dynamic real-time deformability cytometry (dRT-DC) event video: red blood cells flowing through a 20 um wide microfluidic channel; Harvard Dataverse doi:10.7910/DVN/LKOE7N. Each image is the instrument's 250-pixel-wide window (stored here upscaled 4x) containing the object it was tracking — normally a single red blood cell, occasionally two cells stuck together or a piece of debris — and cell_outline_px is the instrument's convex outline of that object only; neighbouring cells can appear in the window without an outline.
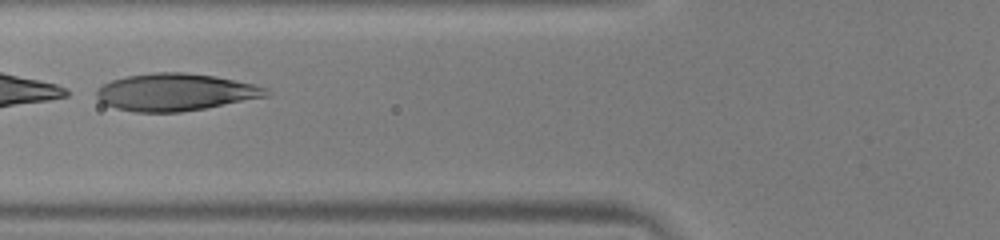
{"species": "human", "species_latin": "Homo sapiens", "temperature_condition": "warm", "stored_images_in_passage": 42, "camera_frame_rate_fps": 3000, "um_per_image_px": 0.085, "donor": {"sex": "male"}, "frame": {"image": 1, "passage_image": 19, "time_ms": 6.0, "image_size_px": [1000, 240], "cell_outline_px": [[268, 96], [204, 108], [180, 112], [132, 112], [116, 108], [104, 104], [96, 96], [96, 88], [112, 80], [124, 76], [156, 72], [180, 72], [216, 76], [252, 84], [268, 88]], "centroid_in_image_um": [14.86, 7.83], "position_along_channel_um": 110.9, "area_um2": 36.7}}
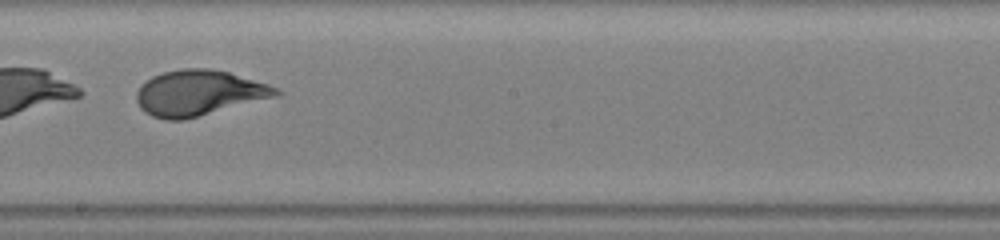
{"frame": {"image": 2, "passage_image": 28, "time_ms": 9.0, "image_size_px": [1000, 240], "cell_outline_px": [[284, 92], [280, 96], [184, 120], [164, 120], [152, 116], [144, 112], [140, 108], [136, 100], [136, 92], [140, 84], [152, 76], [164, 72], [184, 68], [208, 68], [228, 72], [268, 84]], "centroid_in_image_um": [16.9, 7.91], "position_along_channel_um": 231.3, "area_um2": 37.34}}
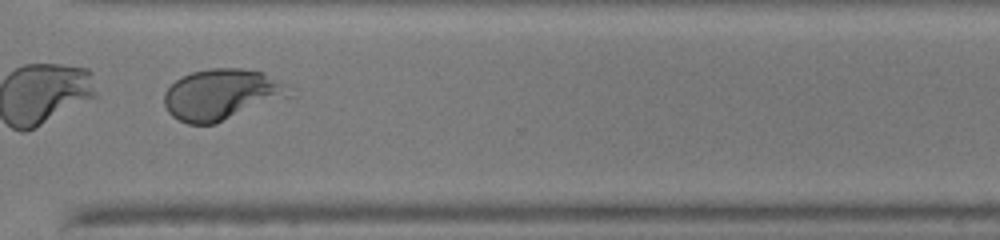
{"frame": {"image": 3, "passage_image": 37, "time_ms": 12.0, "image_size_px": [1000, 240], "cell_outline_px": [[296, 96], [216, 124], [188, 124], [172, 116], [168, 112], [164, 104], [164, 92], [180, 76], [192, 72], [212, 68], [240, 68], [264, 72], [288, 84]], "centroid_in_image_um": [18.93, 8.04], "position_along_channel_um": 351.7, "area_um2": 38.09}, "authors_computed_cell_mechanics": {"area_um2": 37.9168, "velocity_mm_per_s": 4.0075, "shape_relaxation_time_tau1_ms": 1.6948, "shape_relaxation_time_tau2_ms": null, "deformation_change_tau1": 0.3565, "deformation_change_tau2": null}}